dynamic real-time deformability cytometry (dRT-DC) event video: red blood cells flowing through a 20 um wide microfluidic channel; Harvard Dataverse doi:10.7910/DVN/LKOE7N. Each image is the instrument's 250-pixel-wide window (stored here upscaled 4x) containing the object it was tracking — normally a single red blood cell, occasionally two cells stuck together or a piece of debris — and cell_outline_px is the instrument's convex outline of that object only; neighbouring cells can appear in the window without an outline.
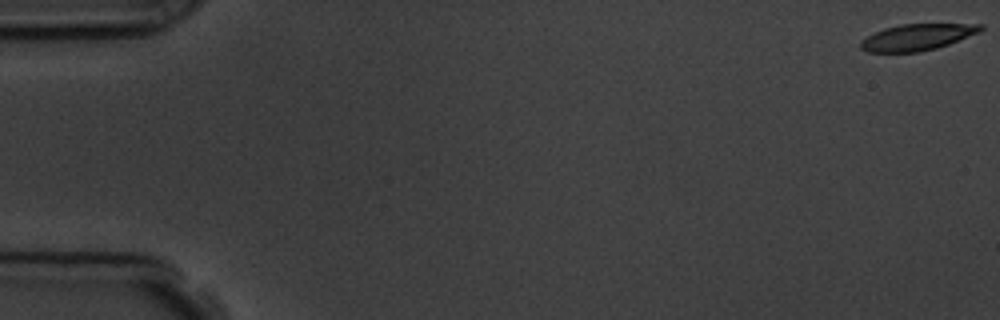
{"species": "common noctule bat (a hibernating species)", "species_latin": "Nyctalus noctula", "temperature_condition": "room temperature", "stored_images_in_passage": 4, "camera_frame_rate_fps": 3000, "um_per_image_px": 0.085, "animal": {"sex": "male", "body_mass_g": 19.5, "forearm_length_mm": 54.6}, "frame": {"image": 1, "passage_image": 1, "time_ms": 0.0, "image_size_px": [1000, 320], "cell_outline_px": [[984, 28], [980, 32], [948, 44], [936, 48], [920, 52], [868, 52], [860, 48], [860, 40], [884, 28], [900, 24], [984, 24]], "centroid_in_image_um": [77.96, 3.16], "position_along_channel_um": 7.0, "area_um2": 18.38}}